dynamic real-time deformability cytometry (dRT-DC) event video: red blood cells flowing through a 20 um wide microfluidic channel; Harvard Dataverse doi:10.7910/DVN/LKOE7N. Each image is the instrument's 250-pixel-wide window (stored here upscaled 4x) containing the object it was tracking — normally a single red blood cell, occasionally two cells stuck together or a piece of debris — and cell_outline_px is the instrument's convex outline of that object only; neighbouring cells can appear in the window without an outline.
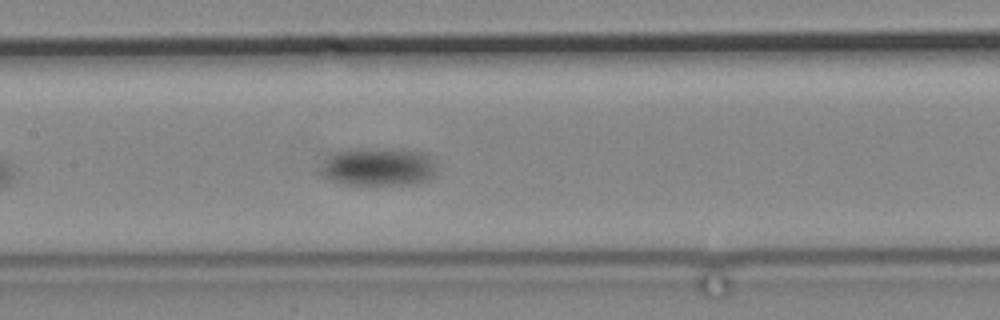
{"species": "common noctule bat (a hibernating species)", "species_latin": "Nyctalus noctula", "temperature_condition": "cold", "stored_images_in_passage": 5, "camera_frame_rate_fps": 3000, "um_per_image_px": 0.085, "animal": {"sex": "male", "body_mass_g": 19.2, "forearm_length_mm": 51.8}, "frame": {"image": 1, "passage_image": 5, "time_ms": 5.0, "image_size_px": [1000, 320], "cell_outline_px": [[436, 176], [428, 180], [416, 184], [344, 184], [332, 180], [324, 176], [320, 172], [328, 160], [336, 152], [392, 148], [424, 152], [428, 156], [436, 172]], "centroid_in_image_um": [32.25, 14.2], "position_along_channel_um": 175.1, "area_um2": 24.97}}